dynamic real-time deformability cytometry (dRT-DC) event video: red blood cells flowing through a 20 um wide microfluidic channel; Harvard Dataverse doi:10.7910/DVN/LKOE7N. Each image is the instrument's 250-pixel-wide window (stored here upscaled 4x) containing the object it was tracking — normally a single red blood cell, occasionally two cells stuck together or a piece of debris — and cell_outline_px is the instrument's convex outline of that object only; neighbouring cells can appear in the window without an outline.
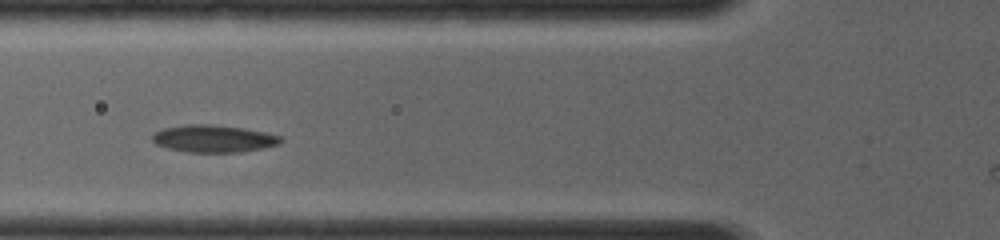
{"species": "common noctule bat (a hibernating species)", "species_latin": "Nyctalus noctula", "temperature_condition": "room temperature", "stored_images_in_passage": 8, "camera_frame_rate_fps": 4000, "um_per_image_px": 0.085, "animal": {"sex": "female", "body_mass_g": 19.0, "forearm_length_mm": 56.7}, "frame": {"image": 1, "passage_image": 4, "time_ms": 2.5, "image_size_px": [1000, 240], "cell_outline_px": [[284, 140], [280, 144], [264, 148], [240, 152], [188, 152], [168, 148], [156, 144], [152, 140], [152, 136], [156, 132], [164, 128], [184, 124], [212, 124], [244, 128], [264, 132], [280, 136]], "centroid_in_image_um": [18.18, 11.78], "position_along_channel_um": 107.6, "area_um2": 20.46}}
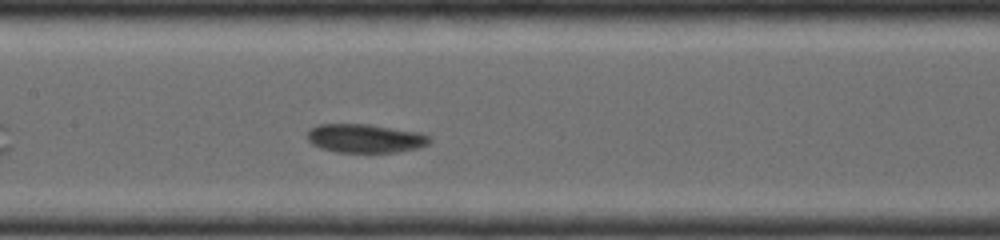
{"frame": {"image": 2, "passage_image": 6, "time_ms": 4.0, "image_size_px": [1000, 240], "cell_outline_px": [[432, 140], [428, 144], [416, 148], [396, 152], [336, 152], [320, 148], [312, 144], [308, 140], [308, 128], [316, 124], [368, 124], [420, 132], [428, 136]], "centroid_in_image_um": [31.0, 11.75], "position_along_channel_um": 176.4, "area_um2": 20.52}}
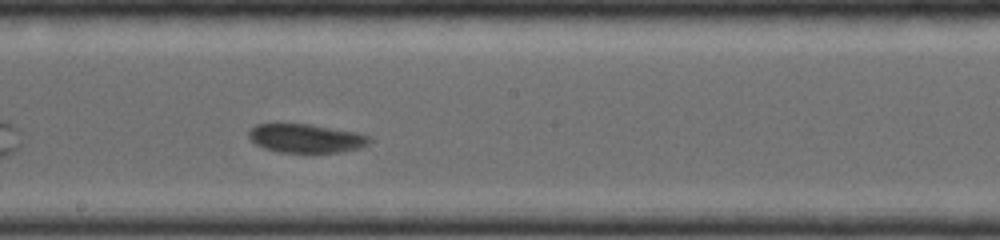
{"frame": {"image": 3, "passage_image": 8, "time_ms": 5.0, "image_size_px": [1000, 240], "cell_outline_px": [[372, 140], [368, 144], [360, 148], [344, 152], [312, 156], [276, 152], [264, 148], [256, 144], [248, 136], [248, 132], [256, 124], [308, 124], [356, 132], [368, 136]], "centroid_in_image_um": [26.03, 11.82], "position_along_channel_um": 222.2, "area_um2": 21.1}}